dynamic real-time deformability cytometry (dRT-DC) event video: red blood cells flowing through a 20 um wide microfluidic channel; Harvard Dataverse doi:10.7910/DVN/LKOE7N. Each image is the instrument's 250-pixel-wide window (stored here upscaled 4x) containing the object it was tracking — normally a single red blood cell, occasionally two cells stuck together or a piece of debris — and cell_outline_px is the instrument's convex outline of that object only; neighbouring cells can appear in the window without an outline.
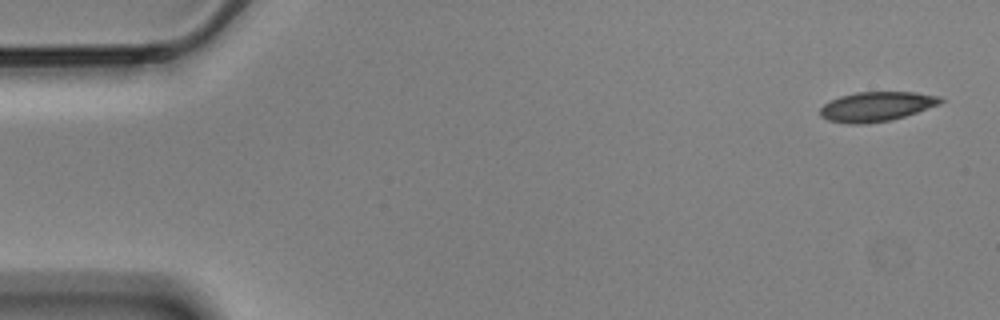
{"species": "Egyptian fruit bat (a non-hibernating species)", "species_latin": "Rousettus aegyptiacus", "temperature_condition": "cold", "stored_images_in_passage": 12, "camera_frame_rate_fps": 3000, "um_per_image_px": 0.085, "animal": {"sex": "male"}, "frame": {"image": 1, "passage_image": 1, "time_ms": 0.0, "image_size_px": [1000, 320], "cell_outline_px": [[944, 100], [940, 104], [892, 120], [864, 124], [852, 124], [828, 120], [820, 116], [820, 108], [828, 100], [840, 96], [856, 92], [916, 92], [940, 96]], "centroid_in_image_um": [74.48, 9.05], "position_along_channel_um": 10.5, "area_um2": 20.81}}